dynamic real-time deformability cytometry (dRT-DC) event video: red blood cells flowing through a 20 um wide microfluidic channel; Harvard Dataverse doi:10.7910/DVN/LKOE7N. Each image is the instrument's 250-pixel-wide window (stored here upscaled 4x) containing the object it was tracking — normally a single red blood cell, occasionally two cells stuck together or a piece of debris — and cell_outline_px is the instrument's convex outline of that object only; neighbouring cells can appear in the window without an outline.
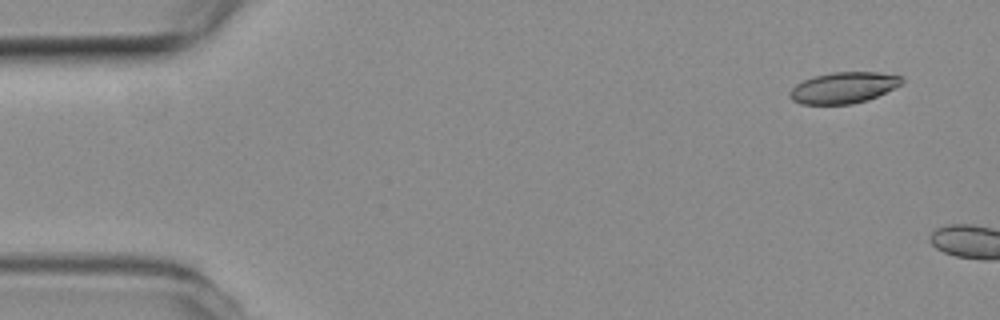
{"species": "common noctule bat (a hibernating species)", "species_latin": "Nyctalus noctula", "temperature_condition": "room temperature", "stored_images_in_passage": 4, "camera_frame_rate_fps": 3000, "um_per_image_px": 0.085, "animal": {"sex": "female", "body_mass_g": 19.3, "forearm_length_mm": 54.1}, "frame": {"image": 1, "passage_image": 2, "time_ms": 0.333, "image_size_px": [1000, 320], "cell_outline_px": [[904, 84], [868, 100], [852, 104], [800, 104], [792, 100], [788, 92], [796, 84], [804, 80], [816, 76], [832, 72], [876, 72], [904, 76]], "centroid_in_image_um": [71.74, 7.45], "position_along_channel_um": 13.3, "area_um2": 20.46}}